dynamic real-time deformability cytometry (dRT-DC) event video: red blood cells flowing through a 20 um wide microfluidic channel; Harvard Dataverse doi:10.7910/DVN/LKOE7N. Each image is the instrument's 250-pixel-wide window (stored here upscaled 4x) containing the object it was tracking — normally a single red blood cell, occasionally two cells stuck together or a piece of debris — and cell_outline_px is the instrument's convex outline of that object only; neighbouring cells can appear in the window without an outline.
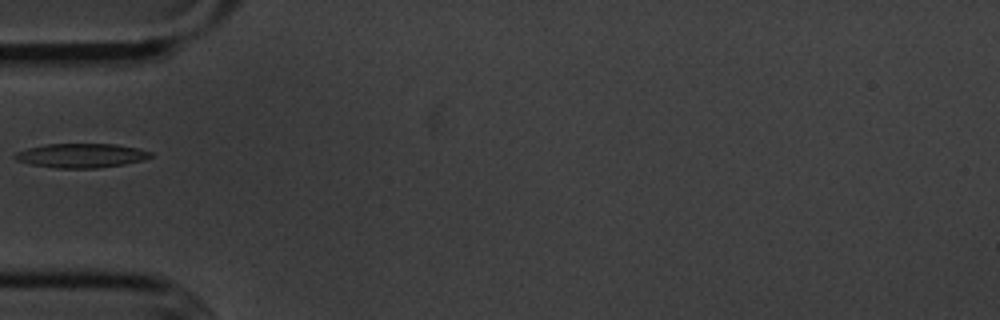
{"species": "common noctule bat (a hibernating species)", "species_latin": "Nyctalus noctula", "temperature_condition": "cold", "stored_images_in_passage": 16, "camera_frame_rate_fps": 3000, "um_per_image_px": 0.085, "animal": {"sex": "male", "body_mass_g": 20.1, "forearm_length_mm": 53.5}, "frame": {"image": 1, "passage_image": 1, "time_ms": 0.0, "image_size_px": [1000, 320], "cell_outline_px": [[152, 156], [144, 160], [124, 164], [96, 168], [56, 168], [32, 164], [16, 160], [12, 156], [16, 152], [28, 148], [44, 144], [116, 144], [136, 148], [152, 152]], "centroid_in_image_um": [6.89, 13.22], "position_along_channel_um": 78.1, "area_um2": 19.07}}
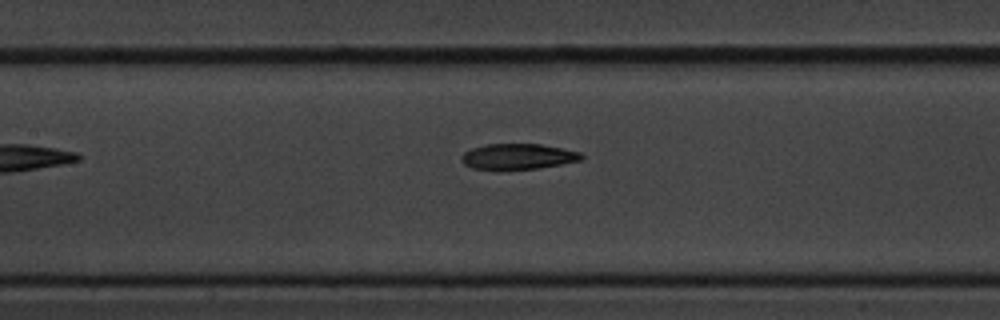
{"frame": {"image": 2, "passage_image": 8, "time_ms": 2.333, "image_size_px": [1000, 320], "cell_outline_px": [[584, 156], [580, 160], [560, 164], [536, 168], [472, 168], [464, 164], [460, 160], [460, 156], [464, 152], [472, 148], [484, 144], [540, 144], [580, 152]], "centroid_in_image_um": [43.99, 13.28], "position_along_channel_um": 163.4, "area_um2": 17.46}}
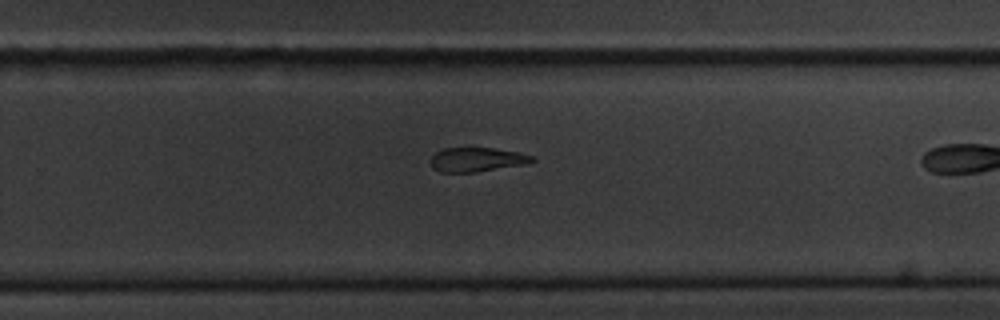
{"frame": {"image": 3, "passage_image": 15, "time_ms": 4.667, "image_size_px": [1000, 320], "cell_outline_px": [[536, 160], [528, 164], [476, 172], [440, 172], [432, 168], [428, 160], [436, 152], [444, 148], [492, 148], [516, 152], [532, 156]], "centroid_in_image_um": [40.5, 13.57], "position_along_channel_um": 289.3, "area_um2": 14.39}}